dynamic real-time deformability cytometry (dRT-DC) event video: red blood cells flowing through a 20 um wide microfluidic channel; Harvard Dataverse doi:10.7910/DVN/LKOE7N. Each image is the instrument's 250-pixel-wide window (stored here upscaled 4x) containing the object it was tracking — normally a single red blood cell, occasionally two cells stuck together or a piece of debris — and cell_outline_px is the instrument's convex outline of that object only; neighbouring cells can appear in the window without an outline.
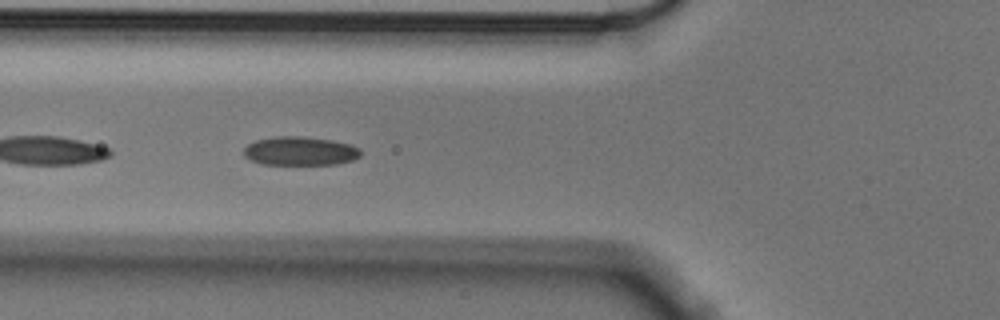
{"species": "Egyptian fruit bat (a non-hibernating species)", "species_latin": "Rousettus aegyptiacus", "temperature_condition": "cold", "stored_images_in_passage": 56, "camera_frame_rate_fps": 3000, "um_per_image_px": 0.085, "animal": {"sex": "male"}, "frame": {"image": 1, "passage_image": 20, "time_ms": 6.333, "image_size_px": [1000, 320], "cell_outline_px": [[360, 156], [352, 160], [336, 164], [264, 164], [252, 160], [244, 156], [244, 148], [248, 144], [256, 140], [276, 136], [300, 136], [332, 140], [352, 144], [360, 148]], "centroid_in_image_um": [25.53, 12.83], "position_along_channel_um": 100.3, "area_um2": 19.54}}
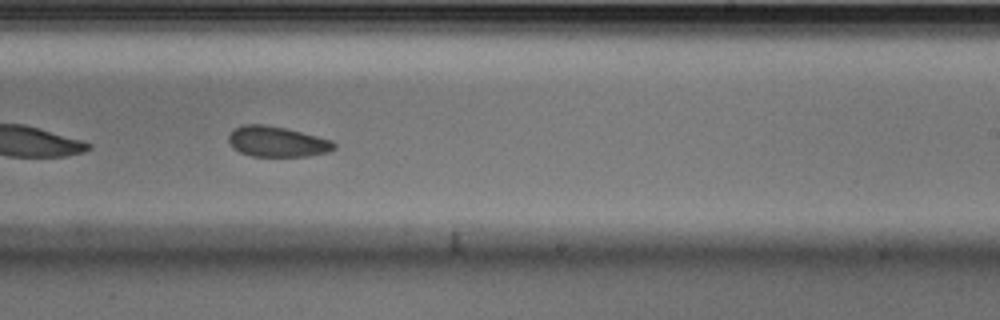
{"frame": {"image": 2, "passage_image": 34, "time_ms": 11.0, "image_size_px": [1000, 320], "cell_outline_px": [[336, 148], [328, 152], [308, 156], [252, 156], [240, 152], [232, 148], [228, 140], [228, 136], [236, 128], [244, 124], [264, 124], [284, 128], [332, 140], [336, 144]], "centroid_in_image_um": [23.55, 12.05], "position_along_channel_um": 265.5, "area_um2": 18.61}}
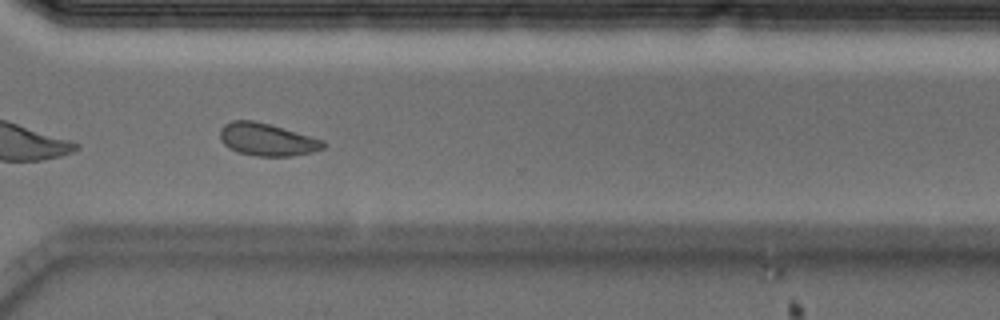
{"frame": {"image": 3, "passage_image": 41, "time_ms": 13.333, "image_size_px": [1000, 320], "cell_outline_px": [[324, 148], [312, 152], [292, 156], [256, 156], [236, 152], [228, 148], [220, 140], [220, 128], [224, 124], [232, 120], [252, 120], [268, 124], [324, 140]], "centroid_in_image_um": [22.65, 11.87], "position_along_channel_um": 348.0, "area_um2": 19.54}, "authors_computed_cell_mechanics": {"area_um2": 20.1722, "velocity_mm_per_s": 3.5393, "shape_relaxation_time_tau1_ms": 8.3945, "shape_relaxation_time_tau2_ms": 3.2661, "deformation_change_tau1": 0.1183, "deformation_change_tau2": 0.0771}}